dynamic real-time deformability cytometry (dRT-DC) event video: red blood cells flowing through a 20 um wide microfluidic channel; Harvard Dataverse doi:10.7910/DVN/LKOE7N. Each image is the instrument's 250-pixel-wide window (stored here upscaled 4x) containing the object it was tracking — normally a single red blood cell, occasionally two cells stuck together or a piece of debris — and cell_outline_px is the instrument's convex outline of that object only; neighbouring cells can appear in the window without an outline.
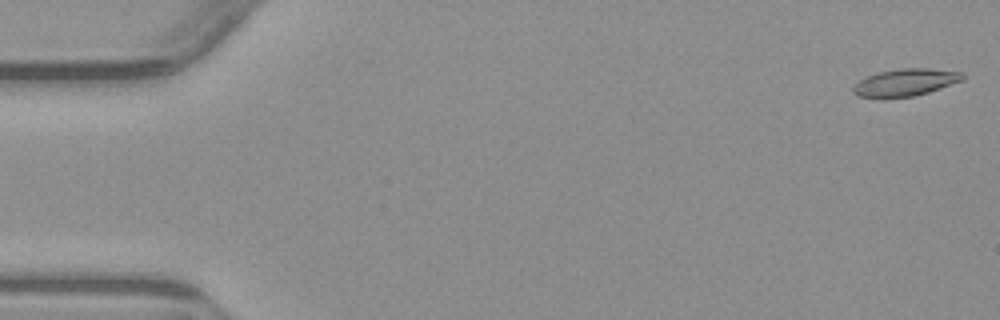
{"species": "common noctule bat (a hibernating species)", "species_latin": "Nyctalus noctula", "temperature_condition": "warm", "stored_images_in_passage": 5, "camera_frame_rate_fps": 3000, "um_per_image_px": 0.085, "animal": {"sex": "male", "body_mass_g": 23.1, "forearm_length_mm": 52.7}, "frame": {"image": 1, "passage_image": 1, "time_ms": 0.0, "image_size_px": [1000, 320], "cell_outline_px": [[964, 80], [928, 92], [912, 96], [884, 100], [880, 100], [856, 96], [852, 92], [852, 88], [860, 80], [868, 76], [880, 72], [900, 68], [928, 68], [964, 72]], "centroid_in_image_um": [76.92, 7.04], "position_along_channel_um": 8.1, "area_um2": 17.8}}
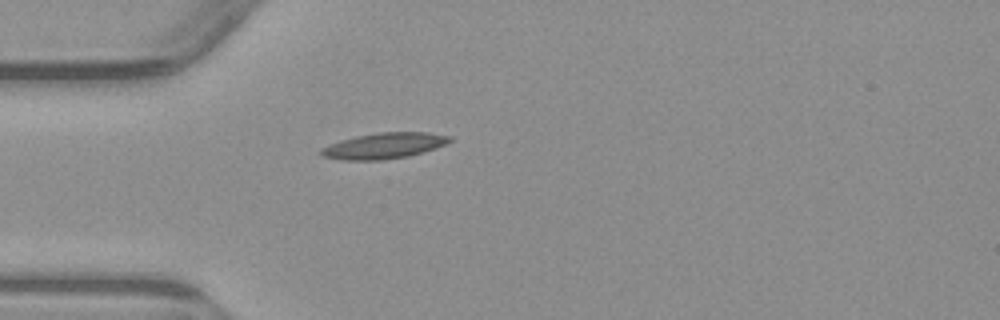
{"frame": {"image": 2, "passage_image": 5, "time_ms": 4.667, "image_size_px": [1000, 320], "cell_outline_px": [[452, 140], [444, 144], [408, 156], [380, 160], [344, 160], [324, 156], [316, 152], [320, 148], [328, 144], [340, 140], [356, 136], [376, 132], [428, 132], [452, 136]], "centroid_in_image_um": [32.57, 12.37], "position_along_channel_um": 52.4, "area_um2": 19.31}}